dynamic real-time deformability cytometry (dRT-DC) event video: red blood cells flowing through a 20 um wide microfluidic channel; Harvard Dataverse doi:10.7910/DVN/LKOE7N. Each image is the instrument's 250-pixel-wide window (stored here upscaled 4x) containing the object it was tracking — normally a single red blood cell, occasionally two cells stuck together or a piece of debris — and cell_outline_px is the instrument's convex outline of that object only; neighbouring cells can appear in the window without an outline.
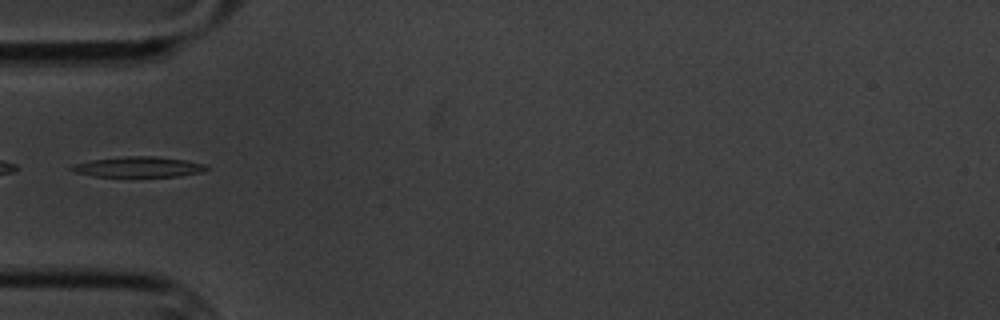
{"species": "common noctule bat (a hibernating species)", "species_latin": "Nyctalus noctula", "temperature_condition": "cold", "stored_images_in_passage": 9, "camera_frame_rate_fps": 3000, "um_per_image_px": 0.085, "animal": {"sex": "male", "body_mass_g": 20.1, "forearm_length_mm": 53.5}, "frame": {"image": 1, "passage_image": 6, "time_ms": 5.667, "image_size_px": [1000, 320], "cell_outline_px": [[208, 168], [204, 172], [180, 176], [92, 176], [76, 172], [68, 168], [72, 164], [92, 160], [124, 156], [156, 156], [184, 160], [204, 164]], "centroid_in_image_um": [11.76, 14.18], "position_along_channel_um": 73.2, "area_um2": 15.95}}
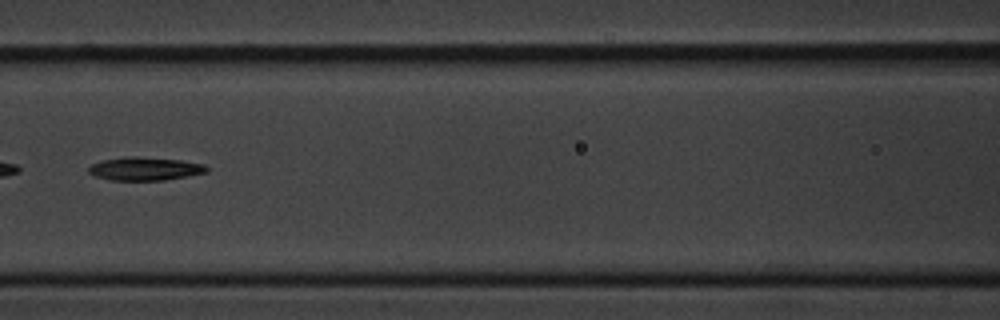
{"frame": {"image": 2, "passage_image": 8, "time_ms": 8.0, "image_size_px": [1000, 320], "cell_outline_px": [[208, 172], [188, 176], [164, 180], [108, 180], [96, 176], [88, 172], [88, 168], [92, 164], [100, 160], [124, 156], [136, 156], [180, 160], [204, 164], [208, 168]], "centroid_in_image_um": [12.3, 14.34], "position_along_channel_um": 154.3, "area_um2": 16.13}}
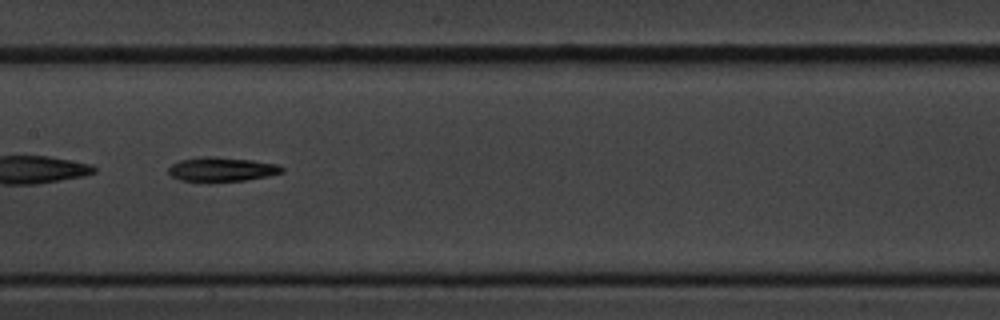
{"frame": {"image": 3, "passage_image": 9, "time_ms": 9.0, "image_size_px": [1000, 320], "cell_outline_px": [[284, 172], [268, 176], [244, 180], [180, 180], [172, 176], [168, 172], [168, 168], [172, 164], [180, 160], [200, 156], [216, 156], [252, 160], [280, 164], [284, 168]], "centroid_in_image_um": [18.89, 14.35], "position_along_channel_um": 188.5, "area_um2": 15.84}}